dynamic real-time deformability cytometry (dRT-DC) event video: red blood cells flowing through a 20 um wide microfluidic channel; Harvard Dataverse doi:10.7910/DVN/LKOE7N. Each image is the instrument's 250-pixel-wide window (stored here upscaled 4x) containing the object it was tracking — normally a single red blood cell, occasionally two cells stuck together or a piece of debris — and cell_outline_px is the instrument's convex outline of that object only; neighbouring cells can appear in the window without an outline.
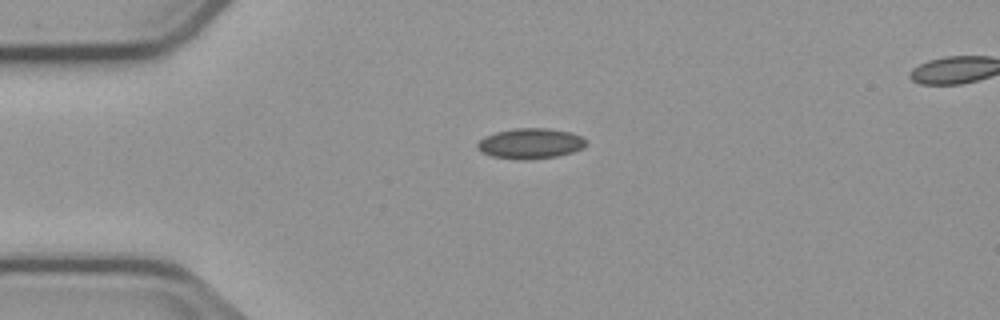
{"species": "common noctule bat (a hibernating species)", "species_latin": "Nyctalus noctula", "temperature_condition": "cold", "stored_images_in_passage": 3, "segment_of_instrument_passage": [1, 2], "camera_frame_rate_fps": 3000, "um_per_image_px": 0.085, "animal": {"sex": "male", "body_mass_g": 23.1, "forearm_length_mm": 52.7}, "frame": {"image": 1, "passage_image": 1, "time_ms": 0.0, "image_size_px": [1000, 320], "cell_outline_px": [[588, 144], [584, 148], [572, 152], [556, 156], [528, 160], [524, 160], [492, 156], [476, 148], [476, 144], [484, 136], [496, 132], [516, 128], [548, 128], [572, 132], [588, 140]], "centroid_in_image_um": [45.13, 12.19], "position_along_channel_um": 39.9, "area_um2": 19.36}}